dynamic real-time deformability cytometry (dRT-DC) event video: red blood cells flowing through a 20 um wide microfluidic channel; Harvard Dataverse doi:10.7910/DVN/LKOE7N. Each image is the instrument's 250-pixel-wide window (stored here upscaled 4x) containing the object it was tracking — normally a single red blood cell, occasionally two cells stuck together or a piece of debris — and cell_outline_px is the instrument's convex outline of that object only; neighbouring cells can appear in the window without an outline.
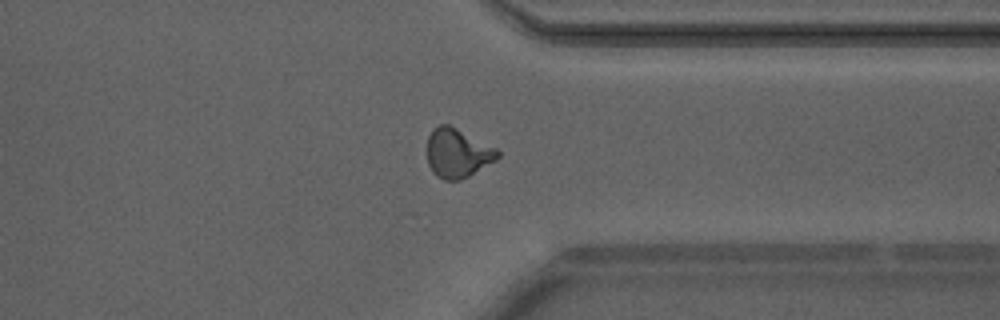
{"species": "Egyptian fruit bat (a non-hibernating species)", "species_latin": "Rousettus aegyptiacus", "temperature_condition": "warm", "stored_images_in_passage": 44, "camera_frame_rate_fps": 3000, "um_per_image_px": 0.085, "animal": {"sex": "male"}, "frame": {"image": 1, "passage_image": 38, "time_ms": 12.333, "image_size_px": [1000, 320], "cell_outline_px": [[500, 156], [496, 160], [468, 176], [460, 180], [444, 180], [432, 172], [428, 164], [428, 136], [432, 128], [440, 124], [448, 124], [496, 148], [500, 152]], "centroid_in_image_um": [38.88, 13.01], "position_along_channel_um": 372.5, "area_um2": 20.0}, "authors_computed_cell_mechanics": {"area_um2": 19.6231, "velocity_mm_per_s": 4.2182, "shape_relaxation_time_tau1_ms": 5.6455, "shape_relaxation_time_tau2_ms": 1.5789, "deformation_change_tau1": 0.1889, "deformation_change_tau2": 0.089}}